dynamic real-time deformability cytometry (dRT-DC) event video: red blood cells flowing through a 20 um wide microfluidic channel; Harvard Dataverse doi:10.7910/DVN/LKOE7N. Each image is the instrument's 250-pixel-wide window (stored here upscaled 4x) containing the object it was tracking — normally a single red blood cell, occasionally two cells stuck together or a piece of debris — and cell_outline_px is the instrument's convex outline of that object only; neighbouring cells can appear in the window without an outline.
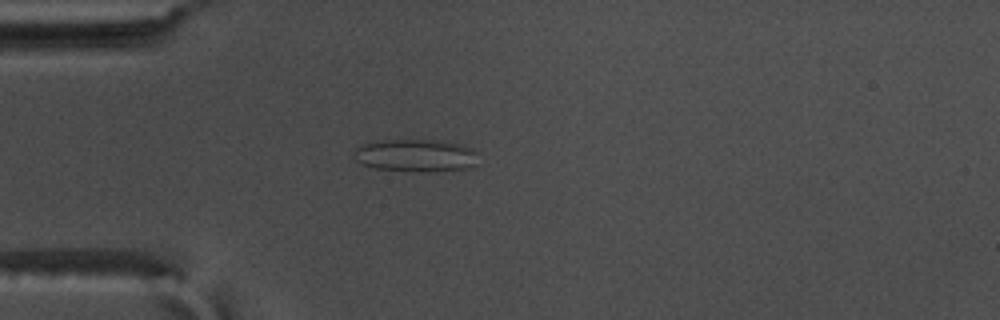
{"species": "common noctule bat (a hibernating species)", "species_latin": "Nyctalus noctula", "temperature_condition": "warm", "stored_images_in_passage": 56, "camera_frame_rate_fps": 3000, "um_per_image_px": 0.085, "animal": {"sex": "male", "body_mass_g": 17.5, "forearm_length_mm": 52.3}, "frame": {"image": 1, "passage_image": 16, "time_ms": 5.0, "image_size_px": [1000, 320], "cell_outline_px": [[476, 164], [468, 168], [428, 172], [420, 172], [376, 168], [364, 164], [356, 160], [356, 148], [360, 144], [376, 140], [440, 140], [464, 144], [472, 148], [476, 152]], "centroid_in_image_um": [35.37, 13.2], "position_along_channel_um": 49.6, "area_um2": 23.7}}
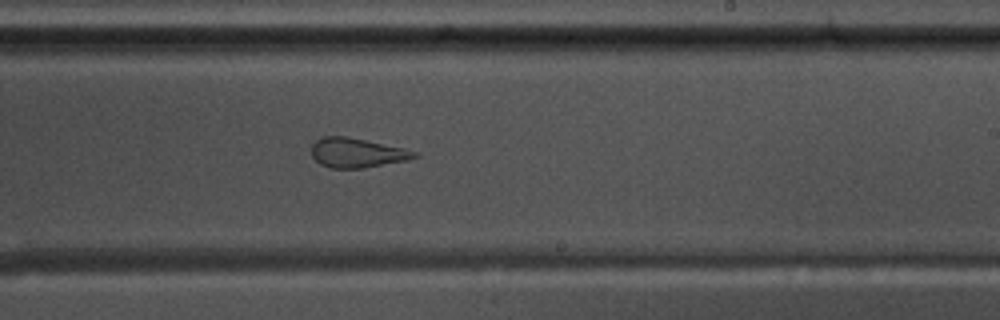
{"frame": {"image": 2, "passage_image": 34, "time_ms": 11.0, "image_size_px": [1000, 320], "cell_outline_px": [[420, 156], [408, 160], [364, 168], [332, 168], [320, 164], [312, 156], [312, 144], [316, 140], [324, 136], [348, 136], [404, 148], [420, 152]], "centroid_in_image_um": [30.38, 12.98], "position_along_channel_um": 258.6, "area_um2": 17.86}}
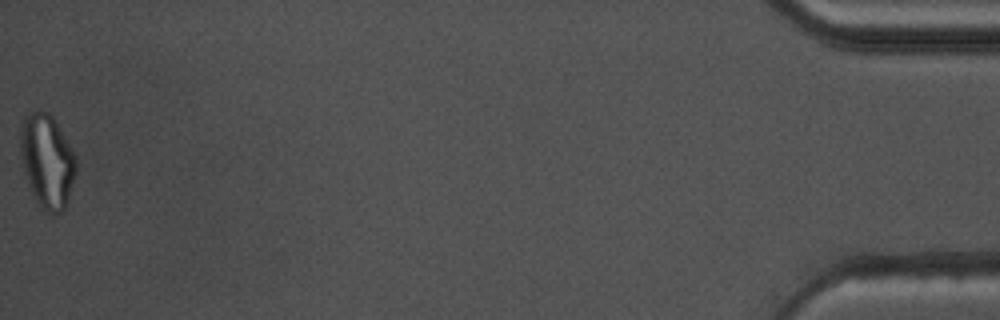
{"frame": {"image": 3, "passage_image": 56, "time_ms": 18.333, "image_size_px": [1000, 320], "cell_outline_px": [[76, 168], [64, 208], [56, 216], [52, 216], [44, 212], [36, 204], [28, 184], [20, 160], [20, 128], [24, 116], [36, 108], [40, 108], [48, 112], [52, 116], [76, 156]], "centroid_in_image_um": [3.95, 13.68], "position_along_channel_um": 431.2, "area_um2": 30.75}, "authors_computed_cell_mechanics": {"area_um2": 25.143, "velocity_mm_per_s": 3.6871, "shape_relaxation_time_tau1_ms": null, "shape_relaxation_time_tau2_ms": 1.1693, "deformation_change_tau1": null, "deformation_change_tau2": 0.1}}